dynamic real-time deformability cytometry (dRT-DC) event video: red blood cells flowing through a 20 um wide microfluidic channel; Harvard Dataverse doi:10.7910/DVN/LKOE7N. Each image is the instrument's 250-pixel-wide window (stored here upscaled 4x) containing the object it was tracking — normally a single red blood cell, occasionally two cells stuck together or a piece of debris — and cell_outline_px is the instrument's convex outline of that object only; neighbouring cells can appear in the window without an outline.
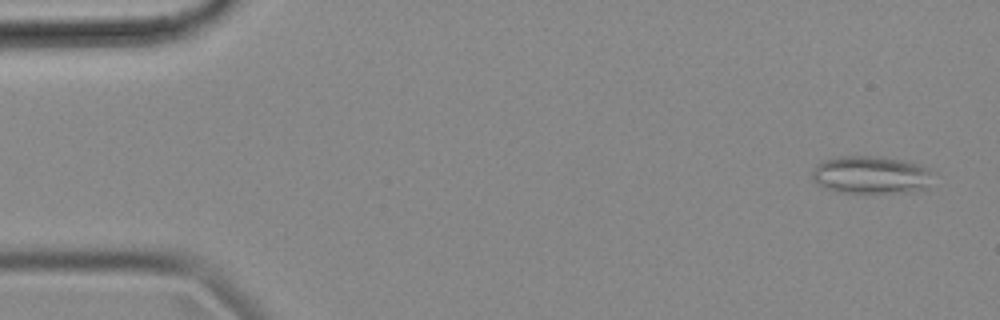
{"species": "common noctule bat (a hibernating species)", "species_latin": "Nyctalus noctula", "temperature_condition": "cold", "stored_images_in_passage": 55, "camera_frame_rate_fps": 3000, "um_per_image_px": 0.085, "animal": {"sex": "female", "body_mass_g": 18.4}, "frame": {"image": 1, "passage_image": 3, "time_ms": 0.667, "image_size_px": [1000, 320], "cell_outline_px": [[928, 188], [908, 192], [864, 196], [836, 192], [824, 188], [816, 184], [812, 180], [812, 172], [816, 164], [824, 160], [840, 156], [884, 156], [908, 160], [920, 164], [928, 172]], "centroid_in_image_um": [73.95, 14.91], "position_along_channel_um": 11.0, "area_um2": 27.63}}
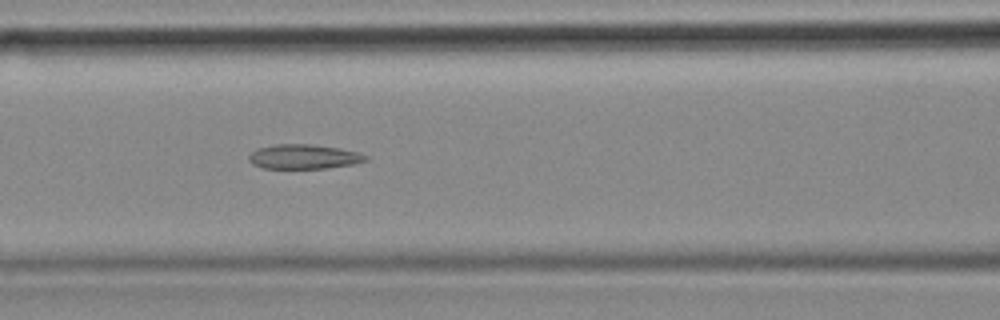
{"frame": {"image": 2, "passage_image": 23, "time_ms": 7.333, "image_size_px": [1000, 320], "cell_outline_px": [[368, 160], [352, 164], [328, 168], [264, 168], [252, 164], [248, 160], [248, 156], [256, 148], [276, 144], [312, 144], [340, 148], [360, 152], [368, 156]], "centroid_in_image_um": [25.83, 13.31], "position_along_channel_um": 140.8, "area_um2": 16.82}}
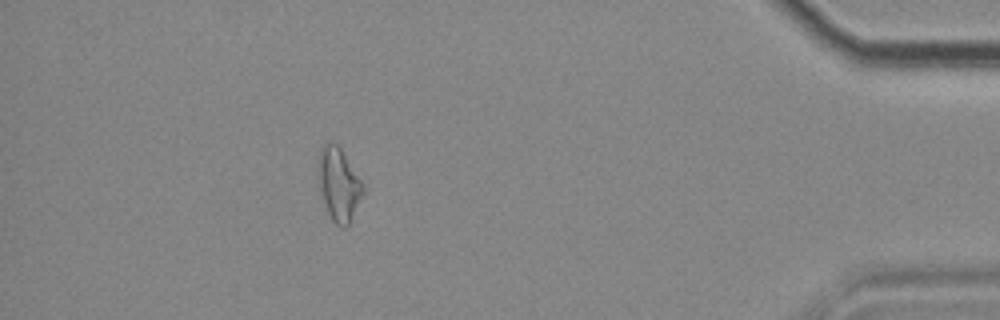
{"frame": {"image": 3, "passage_image": 49, "time_ms": 16.0, "image_size_px": [1000, 320], "cell_outline_px": [[364, 192], [348, 224], [344, 228], [340, 228], [332, 220], [316, 188], [316, 160], [320, 148], [324, 144], [332, 140], [340, 148], [364, 184]], "centroid_in_image_um": [28.71, 15.63], "position_along_channel_um": 406.5, "area_um2": 19.71}, "authors_computed_cell_mechanics": {"area_um2": 17.629, "velocity_mm_per_s": 3.6767, "shape_relaxation_time_tau1_ms": null, "shape_relaxation_time_tau2_ms": 6.1998, "deformation_change_tau1": null, "deformation_change_tau2": 0.1789}}